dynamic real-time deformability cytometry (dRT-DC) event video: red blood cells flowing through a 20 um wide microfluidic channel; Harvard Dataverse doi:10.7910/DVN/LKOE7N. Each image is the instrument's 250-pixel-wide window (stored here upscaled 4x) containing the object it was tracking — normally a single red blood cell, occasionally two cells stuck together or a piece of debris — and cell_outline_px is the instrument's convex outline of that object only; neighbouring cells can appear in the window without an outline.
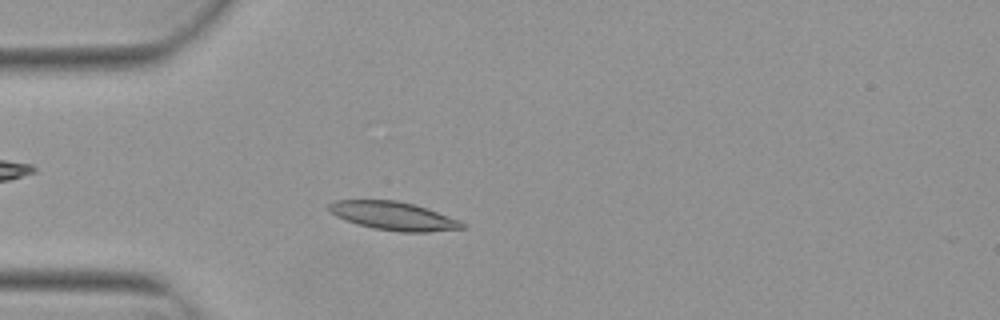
{"species": "Egyptian fruit bat (a non-hibernating species)", "species_latin": "Rousettus aegyptiacus", "temperature_condition": "warm", "stored_images_in_passage": 50, "camera_frame_rate_fps": 3000, "um_per_image_px": 0.085, "animal": {"sex": "female"}, "frame": {"image": 1, "passage_image": 12, "time_ms": 3.667, "image_size_px": [1000, 320], "cell_outline_px": [[464, 228], [428, 232], [400, 232], [372, 228], [336, 216], [328, 208], [328, 204], [336, 200], [396, 200], [412, 204], [460, 220], [464, 224]], "centroid_in_image_um": [33.44, 18.36], "position_along_channel_um": 51.6, "area_um2": 21.62}}
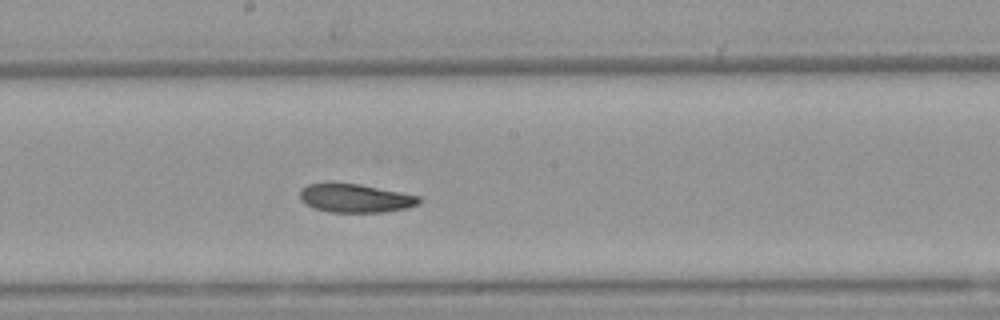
{"frame": {"image": 2, "passage_image": 26, "time_ms": 8.333, "image_size_px": [1000, 320], "cell_outline_px": [[420, 200], [416, 204], [408, 208], [384, 212], [328, 212], [316, 208], [300, 200], [300, 192], [308, 184], [360, 184], [420, 196]], "centroid_in_image_um": [30.23, 16.86], "position_along_channel_um": 218.0, "area_um2": 19.36}}
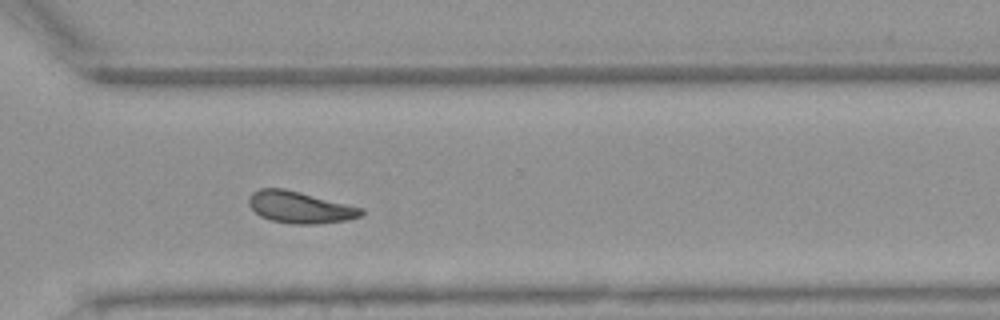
{"frame": {"image": 3, "passage_image": 36, "time_ms": 11.667, "image_size_px": [1000, 320], "cell_outline_px": [[364, 212], [360, 216], [348, 220], [316, 224], [292, 224], [272, 220], [260, 216], [248, 204], [248, 200], [252, 192], [260, 188], [284, 188], [364, 208]], "centroid_in_image_um": [25.5, 17.62], "position_along_channel_um": 345.1, "area_um2": 20.75}, "authors_computed_cell_mechanics": {"area_um2": 20.519, "velocity_mm_per_s": 3.813, "shape_relaxation_time_tau1_ms": null, "shape_relaxation_time_tau2_ms": 7.7806, "deformation_change_tau1": null, "deformation_change_tau2": 0.138}}